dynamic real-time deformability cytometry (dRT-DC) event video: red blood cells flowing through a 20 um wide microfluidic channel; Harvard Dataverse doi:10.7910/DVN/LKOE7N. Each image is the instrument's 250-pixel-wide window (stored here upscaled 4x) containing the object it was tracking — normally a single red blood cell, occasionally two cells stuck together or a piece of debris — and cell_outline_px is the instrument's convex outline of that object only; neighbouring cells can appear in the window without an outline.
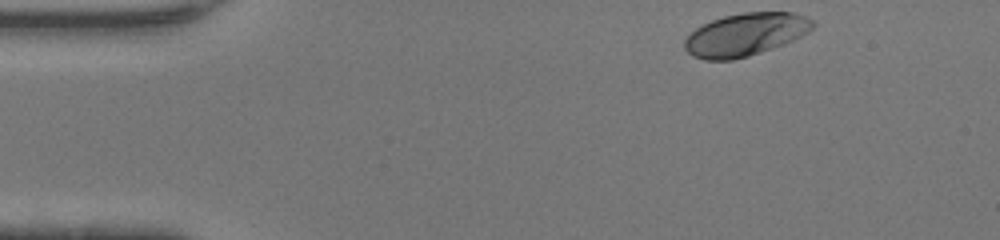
{"species": "human", "species_latin": "Homo sapiens", "temperature_condition": "warm", "stored_images_in_passage": 36, "camera_frame_rate_fps": 3000, "um_per_image_px": 0.085, "donor": {"sex": "female"}, "frame": {"image": 1, "passage_image": 1, "time_ms": 0.0, "image_size_px": [1000, 240], "cell_outline_px": [[816, 24], [808, 32], [784, 44], [748, 56], [732, 60], [704, 60], [692, 56], [684, 48], [684, 40], [696, 28], [712, 20], [724, 16], [744, 12], [792, 12], [804, 16], [812, 20]], "centroid_in_image_um": [63.35, 2.94], "position_along_channel_um": 21.7, "area_um2": 31.73}}
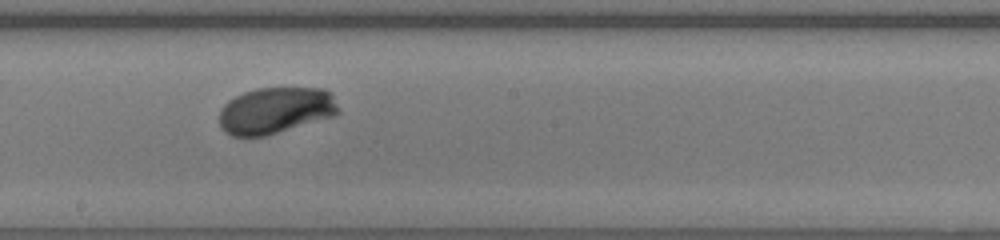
{"frame": {"image": 2, "passage_image": 21, "time_ms": 6.667, "image_size_px": [1000, 240], "cell_outline_px": [[340, 112], [336, 116], [264, 136], [232, 136], [224, 132], [220, 128], [220, 108], [228, 100], [244, 92], [256, 88], [324, 88], [332, 96], [340, 108]], "centroid_in_image_um": [23.42, 9.39], "position_along_channel_um": 224.8, "area_um2": 32.43}}
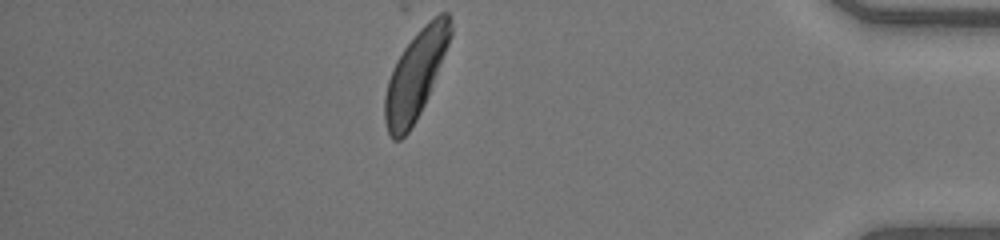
{"frame": {"image": 3, "passage_image": 36, "time_ms": 11.667, "image_size_px": [1000, 240], "cell_outline_px": [[452, 32], [448, 44], [428, 96], [416, 120], [408, 132], [400, 140], [392, 140], [388, 132], [384, 120], [384, 96], [388, 80], [392, 68], [396, 60], [404, 48], [420, 28], [424, 24], [440, 12], [448, 12], [452, 28]], "centroid_in_image_um": [35.29, 6.38], "position_along_channel_um": 399.9, "area_um2": 33.23}, "authors_computed_cell_mechanics": {"area_um2": 32.3969, "velocity_mm_per_s": 4.3568, "shape_relaxation_time_tau1_ms": 1.7067, "shape_relaxation_time_tau2_ms": null, "deformation_change_tau1": 0.1299, "deformation_change_tau2": null}}